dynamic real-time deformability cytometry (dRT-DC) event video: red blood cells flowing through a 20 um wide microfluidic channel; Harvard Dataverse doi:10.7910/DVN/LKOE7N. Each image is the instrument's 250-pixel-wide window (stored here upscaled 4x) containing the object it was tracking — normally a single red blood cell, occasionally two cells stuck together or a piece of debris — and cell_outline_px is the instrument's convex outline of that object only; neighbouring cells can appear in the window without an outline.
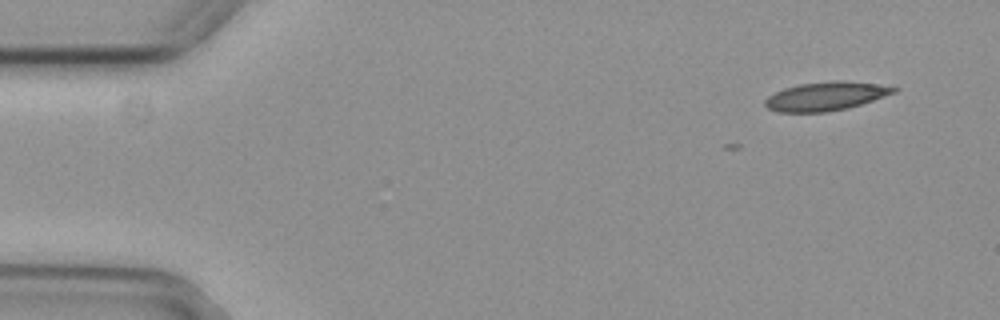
{"species": "common noctule bat (a hibernating species)", "species_latin": "Nyctalus noctula", "temperature_condition": "cold", "stored_images_in_passage": 3, "camera_frame_rate_fps": 3000, "um_per_image_px": 0.085, "animal": {"sex": "female", "body_mass_g": 29.2, "forearm_length_mm": 56.3}, "frame": {"image": 1, "passage_image": 1, "time_ms": 0.0, "image_size_px": [1000, 320], "cell_outline_px": [[900, 88], [896, 92], [848, 108], [828, 112], [780, 112], [768, 108], [764, 104], [764, 100], [768, 96], [784, 88], [800, 84], [832, 80], [840, 80], [880, 84]], "centroid_in_image_um": [70.2, 8.17], "position_along_channel_um": 14.8, "area_um2": 21.5}}